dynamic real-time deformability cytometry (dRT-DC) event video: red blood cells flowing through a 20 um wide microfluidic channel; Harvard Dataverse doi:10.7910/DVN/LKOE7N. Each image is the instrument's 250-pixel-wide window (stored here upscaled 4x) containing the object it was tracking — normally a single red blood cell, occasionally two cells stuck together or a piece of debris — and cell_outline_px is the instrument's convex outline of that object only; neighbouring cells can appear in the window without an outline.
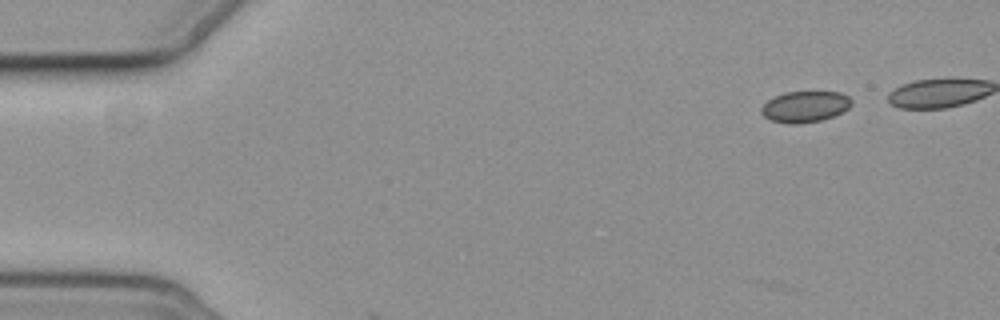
{"species": "common noctule bat (a hibernating species)", "species_latin": "Nyctalus noctula", "temperature_condition": "cold", "stored_images_in_passage": 6, "camera_frame_rate_fps": 3000, "um_per_image_px": 0.085, "animal": {"sex": "female", "body_mass_g": 19.3, "forearm_length_mm": 54.1}, "frame": {"image": 1, "passage_image": 1, "time_ms": 0.0, "image_size_px": [1000, 320], "cell_outline_px": [[852, 104], [844, 112], [820, 120], [796, 124], [788, 124], [772, 120], [764, 116], [760, 112], [760, 108], [768, 100], [784, 92], [840, 92], [848, 96], [852, 100]], "centroid_in_image_um": [68.43, 9.06], "position_along_channel_um": 16.6, "area_um2": 16.3}}